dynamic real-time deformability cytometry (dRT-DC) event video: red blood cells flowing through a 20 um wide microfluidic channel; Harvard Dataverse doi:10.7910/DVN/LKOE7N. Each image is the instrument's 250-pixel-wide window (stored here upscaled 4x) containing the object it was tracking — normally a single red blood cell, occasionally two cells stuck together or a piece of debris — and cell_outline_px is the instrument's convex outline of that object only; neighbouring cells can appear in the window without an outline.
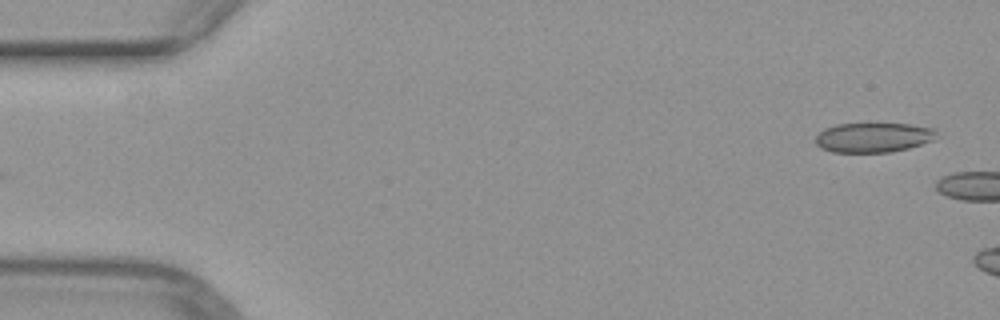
{"species": "common noctule bat (a hibernating species)", "species_latin": "Nyctalus noctula", "temperature_condition": "warm", "stored_images_in_passage": 4, "camera_frame_rate_fps": 3000, "um_per_image_px": 0.085, "animal": {"sex": "female", "body_mass_g": 29.2, "forearm_length_mm": 56.3}, "frame": {"image": 1, "passage_image": 1, "time_ms": 0.0, "image_size_px": [1000, 320], "cell_outline_px": [[936, 132], [932, 140], [908, 148], [888, 152], [832, 152], [820, 148], [816, 144], [816, 136], [824, 128], [836, 124], [876, 120], [912, 124], [932, 128]], "centroid_in_image_um": [74.19, 11.62], "position_along_channel_um": 10.8, "area_um2": 21.79}}